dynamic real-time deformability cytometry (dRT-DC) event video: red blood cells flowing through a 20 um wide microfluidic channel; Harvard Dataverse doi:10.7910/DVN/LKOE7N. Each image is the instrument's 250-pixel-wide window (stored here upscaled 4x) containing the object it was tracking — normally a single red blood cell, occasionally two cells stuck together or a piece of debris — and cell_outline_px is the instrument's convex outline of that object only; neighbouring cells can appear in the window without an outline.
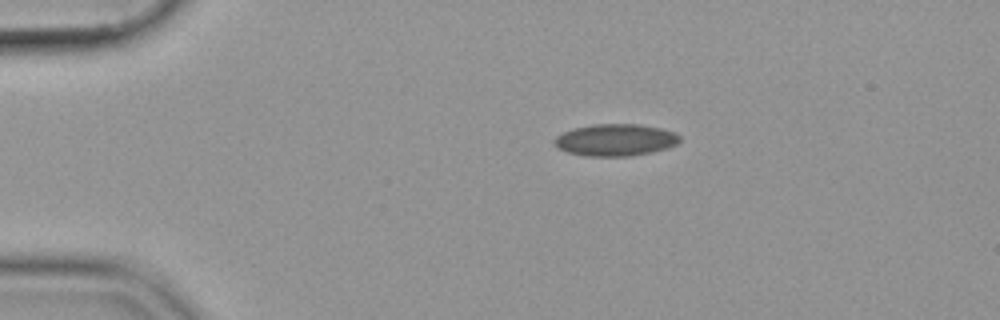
{"species": "common noctule bat (a hibernating species)", "species_latin": "Nyctalus noctula", "temperature_condition": "cold", "stored_images_in_passage": 45, "camera_frame_rate_fps": 3000, "um_per_image_px": 0.085, "animal": {"sex": "female", "body_mass_g": 19.9}, "frame": {"image": 1, "passage_image": 1, "time_ms": 0.0, "image_size_px": [1000, 320], "cell_outline_px": [[680, 140], [676, 144], [668, 148], [652, 152], [628, 156], [584, 156], [568, 152], [556, 148], [552, 140], [556, 136], [564, 132], [576, 128], [592, 124], [640, 124], [660, 128], [672, 132], [680, 136]], "centroid_in_image_um": [52.28, 11.9], "position_along_channel_um": 32.7, "area_um2": 23.35}}
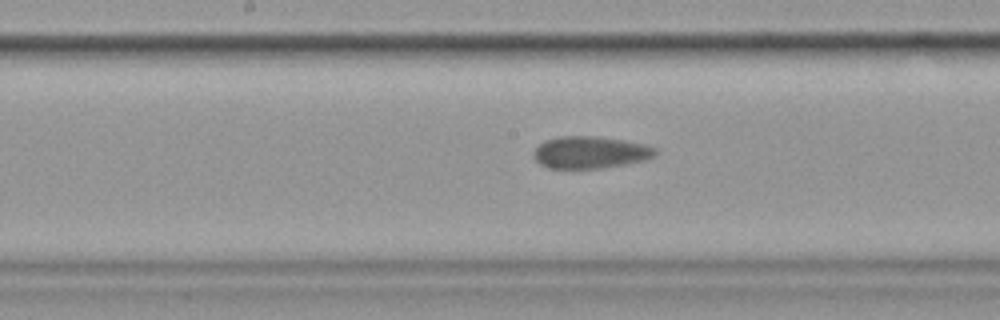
{"frame": {"image": 2, "passage_image": 19, "time_ms": 6.0, "image_size_px": [1000, 320], "cell_outline_px": [[656, 156], [644, 160], [624, 164], [600, 168], [548, 168], [540, 164], [532, 156], [532, 152], [540, 144], [548, 140], [560, 136], [596, 136], [624, 140], [644, 144], [656, 148]], "centroid_in_image_um": [50.16, 12.95], "position_along_channel_um": 198.0, "area_um2": 22.66}}
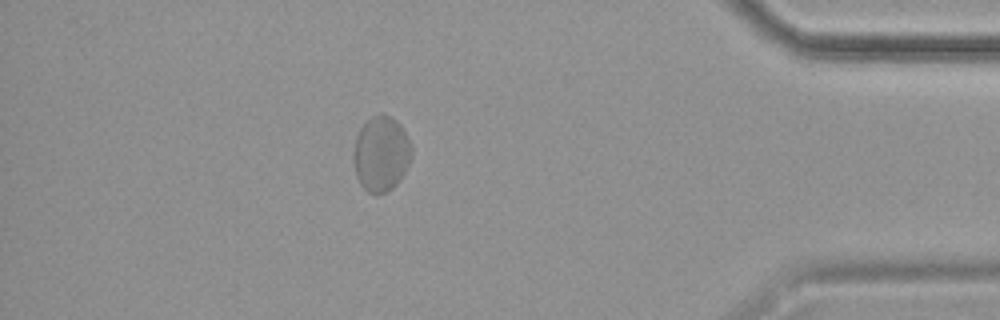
{"frame": {"image": 3, "passage_image": 39, "time_ms": 12.667, "image_size_px": [1000, 320], "cell_outline_px": [[412, 156], [400, 180], [392, 188], [376, 196], [368, 192], [360, 184], [356, 176], [352, 156], [352, 152], [356, 136], [360, 128], [372, 116], [392, 116], [400, 124], [412, 148]], "centroid_in_image_um": [32.37, 13.11], "position_along_channel_um": 402.8, "area_um2": 25.43}}